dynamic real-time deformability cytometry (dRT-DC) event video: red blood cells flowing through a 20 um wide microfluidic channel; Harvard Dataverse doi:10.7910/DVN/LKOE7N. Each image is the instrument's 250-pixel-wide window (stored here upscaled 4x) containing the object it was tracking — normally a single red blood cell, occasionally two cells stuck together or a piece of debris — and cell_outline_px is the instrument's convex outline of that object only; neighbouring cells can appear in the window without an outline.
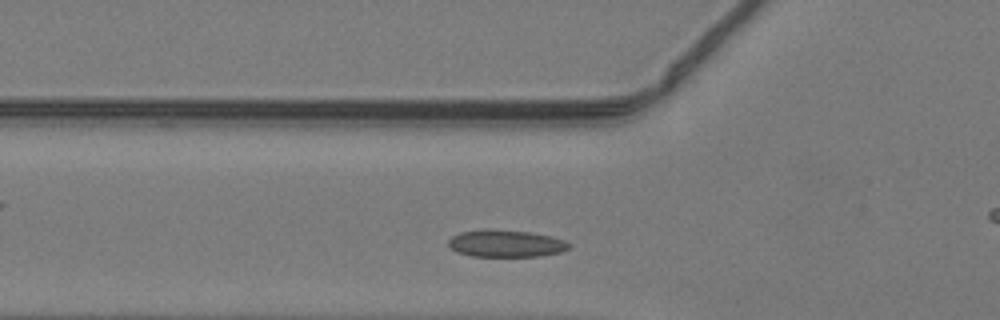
{"species": "common noctule bat (a hibernating species)", "species_latin": "Nyctalus noctula", "temperature_condition": "warm", "stored_images_in_passage": 29, "camera_frame_rate_fps": 3000, "um_per_image_px": 0.085, "animal": {"sex": "male", "body_mass_g": 19.2, "forearm_length_mm": 51.8}, "frame": {"image": 1, "passage_image": 3, "time_ms": 0.667, "image_size_px": [1000, 320], "cell_outline_px": [[572, 244], [568, 248], [560, 252], [540, 256], [472, 256], [456, 252], [448, 244], [448, 240], [452, 236], [460, 232], [484, 228], [488, 228], [528, 232], [552, 236], [564, 240]], "centroid_in_image_um": [42.98, 20.68], "position_along_channel_um": 82.8, "area_um2": 19.19}}
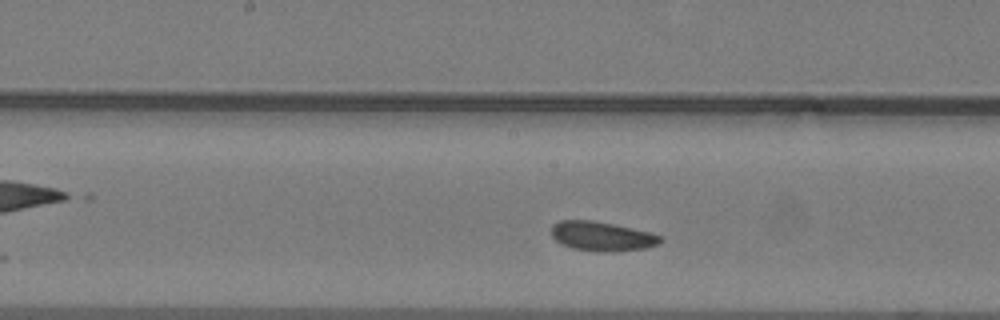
{"frame": {"image": 2, "passage_image": 11, "time_ms": 3.333, "image_size_px": [1000, 320], "cell_outline_px": [[664, 240], [660, 244], [648, 248], [616, 252], [596, 252], [572, 248], [556, 240], [552, 236], [552, 224], [560, 220], [592, 220], [632, 228], [664, 236]], "centroid_in_image_um": [51.22, 20.1], "position_along_channel_um": 197.0, "area_um2": 18.9}}
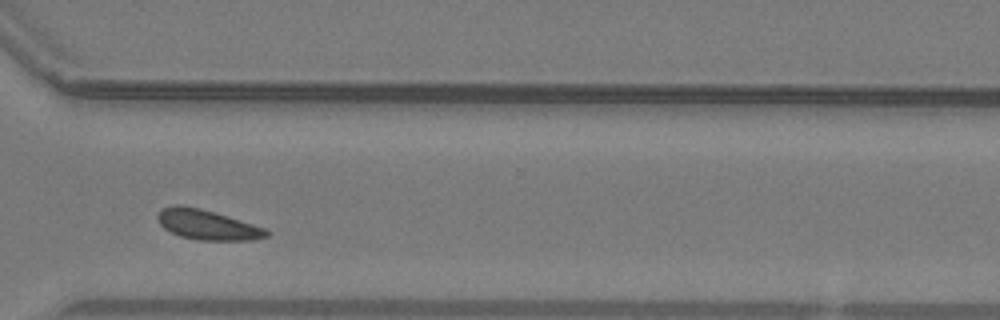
{"frame": {"image": 3, "passage_image": 22, "time_ms": 7.0, "image_size_px": [1000, 320], "cell_outline_px": [[268, 236], [252, 240], [196, 240], [180, 236], [164, 228], [160, 224], [156, 216], [160, 208], [172, 204], [180, 204], [200, 208], [252, 224], [264, 228], [268, 232]], "centroid_in_image_um": [17.54, 19.09], "position_along_channel_um": 353.1, "area_um2": 18.9}}